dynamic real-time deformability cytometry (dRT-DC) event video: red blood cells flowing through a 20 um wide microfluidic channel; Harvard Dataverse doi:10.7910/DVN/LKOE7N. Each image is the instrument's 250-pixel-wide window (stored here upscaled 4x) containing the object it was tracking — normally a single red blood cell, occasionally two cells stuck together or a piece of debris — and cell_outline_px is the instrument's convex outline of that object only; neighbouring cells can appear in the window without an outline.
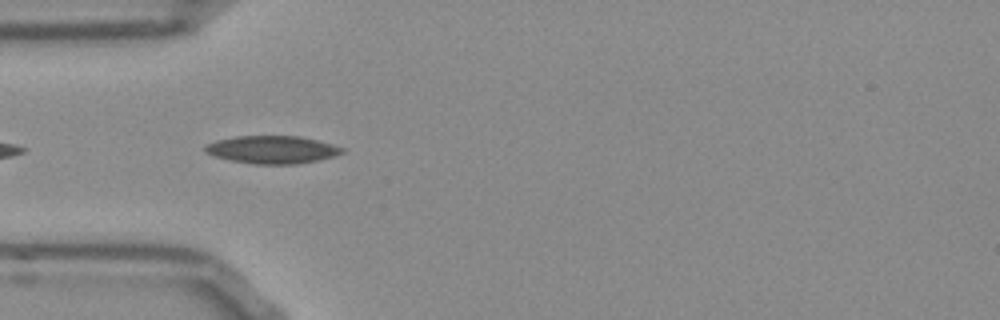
{"species": "Egyptian fruit bat (a non-hibernating species)", "species_latin": "Rousettus aegyptiacus", "temperature_condition": "room temperature", "stored_images_in_passage": 15, "camera_frame_rate_fps": 3000, "um_per_image_px": 0.085, "frame": {"image": 1, "passage_image": 3, "time_ms": 0.667, "image_size_px": [1000, 320], "cell_outline_px": [[344, 152], [332, 156], [316, 160], [296, 164], [256, 164], [232, 160], [212, 156], [204, 152], [204, 144], [216, 140], [236, 136], [300, 136], [332, 144], [344, 148]], "centroid_in_image_um": [23.07, 12.71], "position_along_channel_um": 61.9, "area_um2": 22.08}}
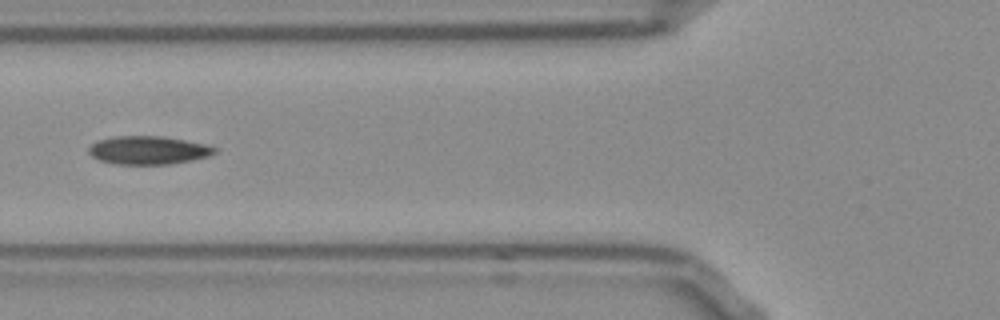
{"frame": {"image": 2, "passage_image": 7, "time_ms": 2.0, "image_size_px": [1000, 320], "cell_outline_px": [[220, 148], [216, 152], [208, 156], [192, 160], [168, 164], [116, 164], [100, 160], [92, 156], [88, 152], [88, 148], [92, 144], [100, 140], [116, 136], [160, 136], [184, 140], [204, 144]], "centroid_in_image_um": [12.62, 12.77], "position_along_channel_um": 113.2, "area_um2": 20.58}}